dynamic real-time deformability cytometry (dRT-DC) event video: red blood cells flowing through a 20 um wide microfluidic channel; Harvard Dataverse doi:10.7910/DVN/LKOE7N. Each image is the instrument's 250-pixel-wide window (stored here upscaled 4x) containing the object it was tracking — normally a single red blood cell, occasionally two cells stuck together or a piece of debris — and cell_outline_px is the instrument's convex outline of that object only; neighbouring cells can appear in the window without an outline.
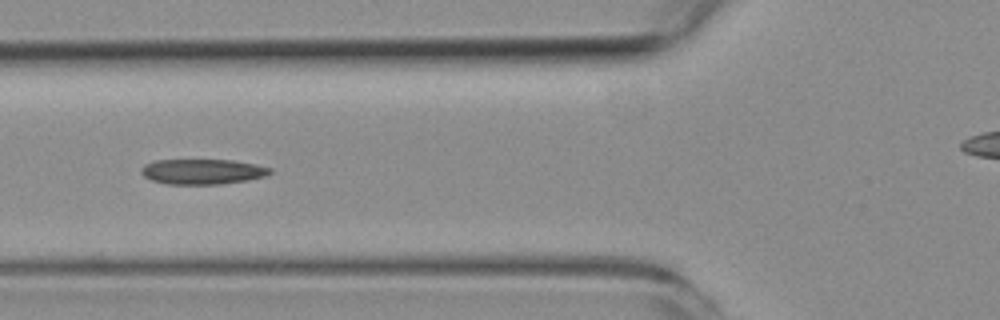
{"species": "common noctule bat (a hibernating species)", "species_latin": "Nyctalus noctula", "temperature_condition": "room temperature", "stored_images_in_passage": 9, "segment_of_instrument_passage": [1, 2], "camera_frame_rate_fps": 3000, "um_per_image_px": 0.085, "animal": {"sex": "female", "body_mass_g": 19.3, "forearm_length_mm": 54.1}, "frame": {"image": 1, "passage_image": 6, "time_ms": 6.0, "image_size_px": [1000, 320], "cell_outline_px": [[272, 172], [264, 176], [248, 180], [220, 184], [168, 184], [152, 180], [144, 176], [140, 172], [140, 168], [144, 164], [156, 160], [232, 160], [256, 164], [272, 168]], "centroid_in_image_um": [17.2, 14.58], "position_along_channel_um": 108.6, "area_um2": 18.96}}
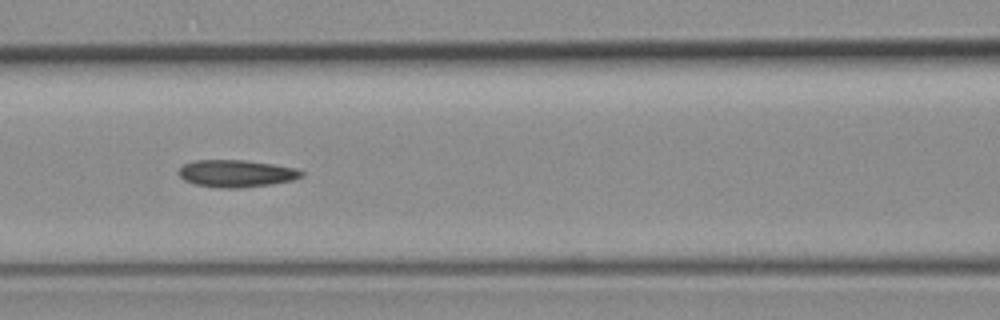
{"frame": {"image": 2, "passage_image": 7, "time_ms": 7.0, "image_size_px": [1000, 320], "cell_outline_px": [[304, 176], [292, 180], [272, 184], [240, 188], [220, 188], [196, 184], [184, 180], [176, 172], [184, 164], [196, 160], [244, 160], [272, 164], [296, 168], [304, 172]], "centroid_in_image_um": [20.09, 14.75], "position_along_channel_um": 146.5, "area_um2": 19.48}}
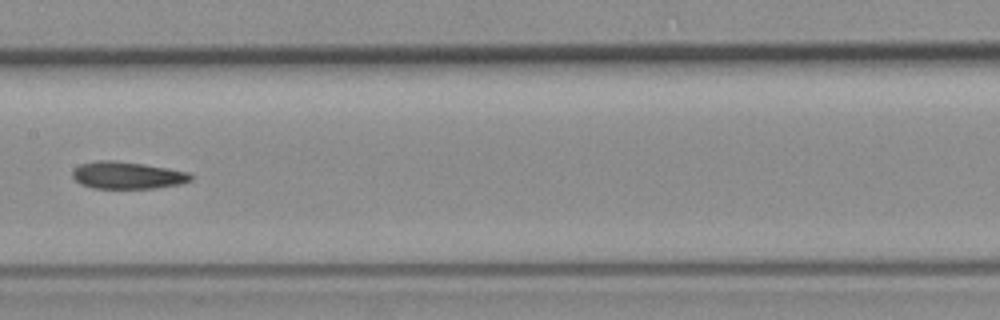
{"frame": {"image": 3, "passage_image": 8, "time_ms": 8.333, "image_size_px": [1000, 320], "cell_outline_px": [[192, 180], [180, 184], [156, 188], [92, 188], [80, 184], [72, 176], [72, 172], [80, 164], [96, 160], [116, 160], [144, 164], [192, 172]], "centroid_in_image_um": [10.85, 14.89], "position_along_channel_um": 196.6, "area_um2": 18.9}}